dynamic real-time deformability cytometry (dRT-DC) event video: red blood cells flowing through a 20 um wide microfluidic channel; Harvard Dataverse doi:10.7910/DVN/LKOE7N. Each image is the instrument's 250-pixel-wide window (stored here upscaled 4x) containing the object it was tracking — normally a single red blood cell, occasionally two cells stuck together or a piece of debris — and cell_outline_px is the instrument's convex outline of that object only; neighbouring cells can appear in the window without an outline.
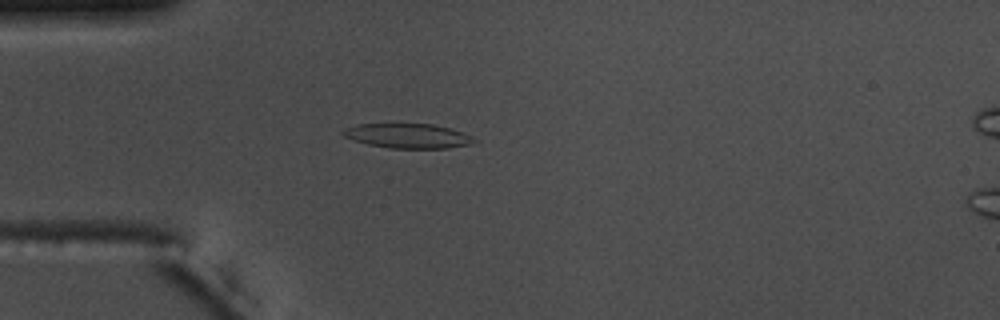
{"species": "common noctule bat (a hibernating species)", "species_latin": "Nyctalus noctula", "temperature_condition": "warm", "stored_images_in_passage": 54, "camera_frame_rate_fps": 3000, "um_per_image_px": 0.085, "animal": {"sex": "male", "body_mass_g": 17.5, "forearm_length_mm": 52.3}, "frame": {"image": 1, "passage_image": 15, "time_ms": 4.667, "image_size_px": [1000, 320], "cell_outline_px": [[476, 140], [472, 144], [448, 148], [388, 148], [368, 144], [352, 140], [344, 136], [340, 132], [344, 128], [360, 124], [432, 124], [452, 128], [472, 136]], "centroid_in_image_um": [34.67, 11.55], "position_along_channel_um": 50.3, "area_um2": 18.84}}
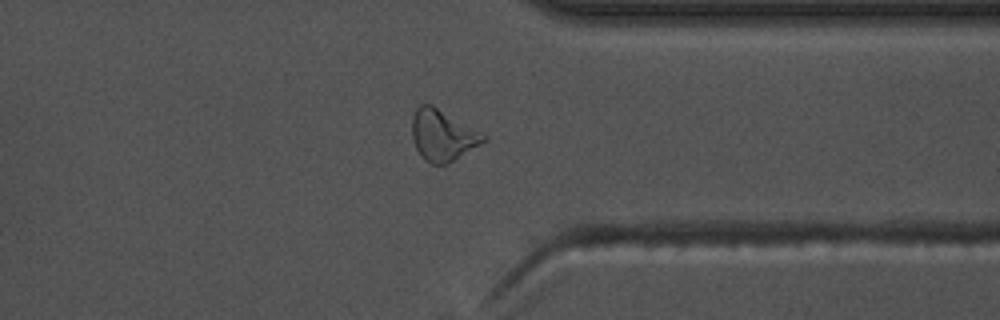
{"frame": {"image": 2, "passage_image": 42, "time_ms": 13.667, "image_size_px": [1000, 320], "cell_outline_px": [[488, 140], [448, 164], [432, 164], [424, 160], [420, 156], [412, 140], [412, 116], [416, 108], [420, 104], [432, 104], [488, 136]], "centroid_in_image_um": [37.61, 11.5], "position_along_channel_um": 373.8, "area_um2": 21.5}}
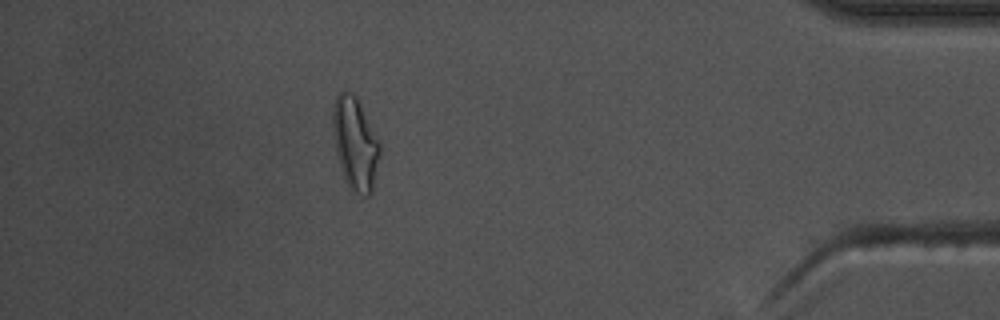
{"frame": {"image": 3, "passage_image": 48, "time_ms": 15.667, "image_size_px": [1000, 320], "cell_outline_px": [[380, 156], [372, 192], [368, 196], [364, 196], [352, 192], [344, 176], [336, 152], [332, 128], [332, 108], [336, 96], [344, 88], [352, 92], [356, 96], [380, 140]], "centroid_in_image_um": [30.2, 12.16], "position_along_channel_um": 405.0, "area_um2": 25.66}, "authors_computed_cell_mechanics": {"area_um2": 19.4208, "velocity_mm_per_s": 3.7563, "shape_relaxation_time_tau1_ms": 7.7475, "shape_relaxation_time_tau2_ms": 2.3263, "deformation_change_tau1": 0.2327, "deformation_change_tau2": 0.119}}